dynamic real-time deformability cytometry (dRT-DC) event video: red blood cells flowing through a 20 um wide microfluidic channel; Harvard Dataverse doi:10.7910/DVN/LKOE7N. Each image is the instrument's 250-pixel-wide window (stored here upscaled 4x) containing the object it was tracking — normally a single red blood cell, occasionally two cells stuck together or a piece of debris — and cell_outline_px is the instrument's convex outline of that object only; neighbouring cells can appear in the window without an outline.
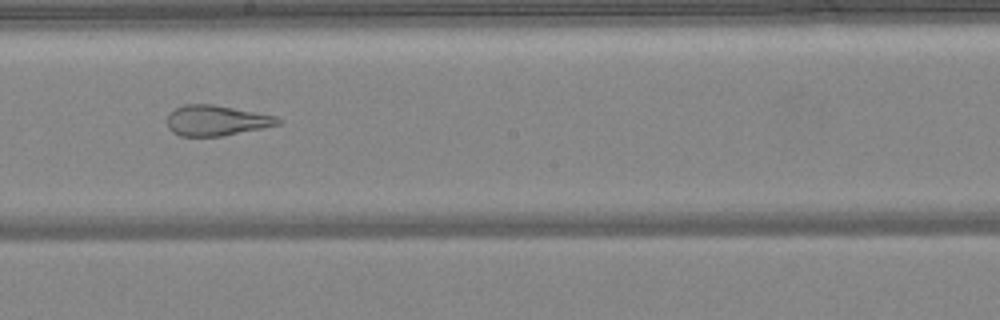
{"species": "common noctule bat (a hibernating species)", "species_latin": "Nyctalus noctula", "temperature_condition": "warm", "stored_images_in_passage": 49, "camera_frame_rate_fps": 3000, "um_per_image_px": 0.085, "animal": {"sex": "female", "body_mass_g": 24.6, "forearm_length_mm": 56.2}, "frame": {"image": 1, "passage_image": 28, "time_ms": 9.0, "image_size_px": [1000, 320], "cell_outline_px": [[284, 120], [280, 124], [224, 136], [180, 136], [172, 132], [168, 128], [168, 112], [184, 104], [212, 104], [276, 116]], "centroid_in_image_um": [18.38, 10.24], "position_along_channel_um": 229.8, "area_um2": 19.65}}
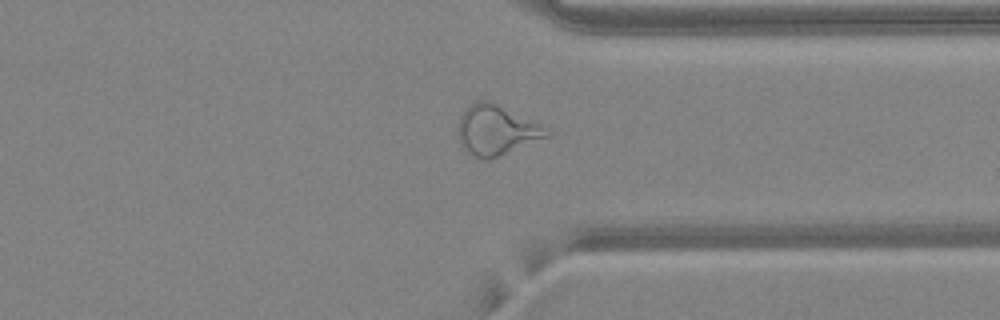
{"frame": {"image": 2, "passage_image": 38, "time_ms": 12.333, "image_size_px": [1000, 320], "cell_outline_px": [[552, 132], [548, 136], [488, 160], [484, 160], [472, 156], [460, 144], [456, 128], [460, 116], [464, 108], [476, 100], [488, 100], [540, 124]], "centroid_in_image_um": [42.12, 11.06], "position_along_channel_um": 369.3, "area_um2": 25.66}}
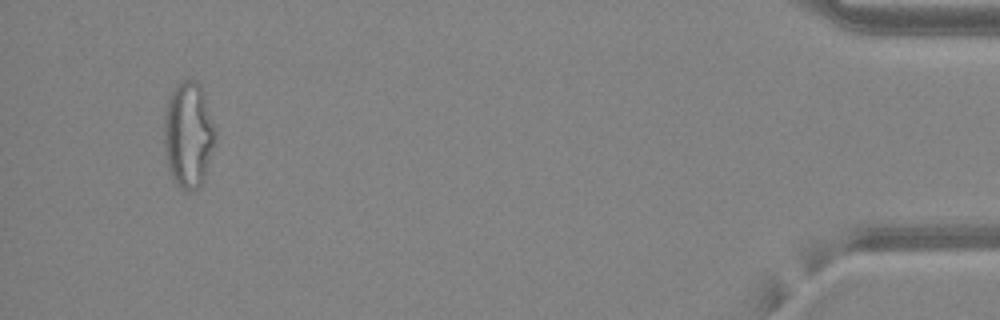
{"frame": {"image": 3, "passage_image": 47, "time_ms": 15.333, "image_size_px": [1000, 320], "cell_outline_px": [[216, 140], [204, 180], [192, 192], [188, 192], [180, 188], [176, 184], [168, 168], [164, 148], [164, 120], [168, 96], [184, 80], [196, 80], [200, 84], [204, 92], [216, 128]], "centroid_in_image_um": [16.03, 11.47], "position_along_channel_um": 419.2, "area_um2": 31.96}, "authors_computed_cell_mechanics": {"area_um2": 28.611, "velocity_mm_per_s": 4.221, "shape_relaxation_time_tau1_ms": null, "shape_relaxation_time_tau2_ms": 1.3443, "deformation_change_tau1": null, "deformation_change_tau2": 0.1208}}